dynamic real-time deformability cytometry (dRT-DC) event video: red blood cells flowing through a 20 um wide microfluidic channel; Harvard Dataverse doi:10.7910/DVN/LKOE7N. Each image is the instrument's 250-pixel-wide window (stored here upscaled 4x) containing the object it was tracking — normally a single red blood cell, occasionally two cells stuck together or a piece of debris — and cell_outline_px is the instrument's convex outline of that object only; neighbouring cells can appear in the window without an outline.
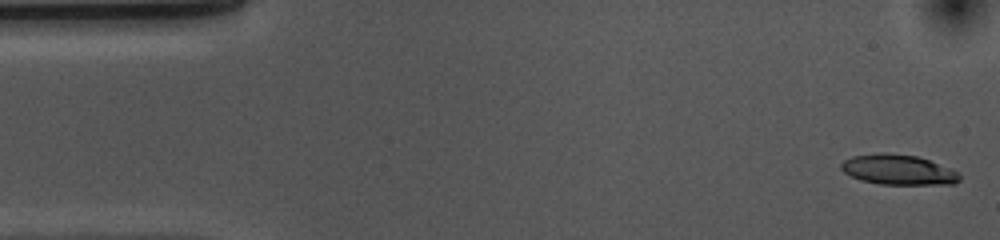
{"species": "common noctule bat (a hibernating species)", "species_latin": "Nyctalus noctula", "temperature_condition": "cold", "stored_images_in_passage": 53, "camera_frame_rate_fps": 3000, "um_per_image_px": 0.085, "animal": {"sex": "female", "body_mass_g": 10.0, "forearm_length_mm": 53.1}, "frame": {"image": 1, "passage_image": 1, "time_ms": 0.0, "image_size_px": [1000, 240], "cell_outline_px": [[960, 180], [956, 184], [880, 184], [860, 180], [844, 172], [840, 168], [840, 164], [844, 160], [852, 156], [884, 152], [916, 156], [928, 160], [948, 168], [956, 172], [960, 176]], "centroid_in_image_um": [76.31, 14.43], "position_along_channel_um": 8.7, "area_um2": 20.58}}
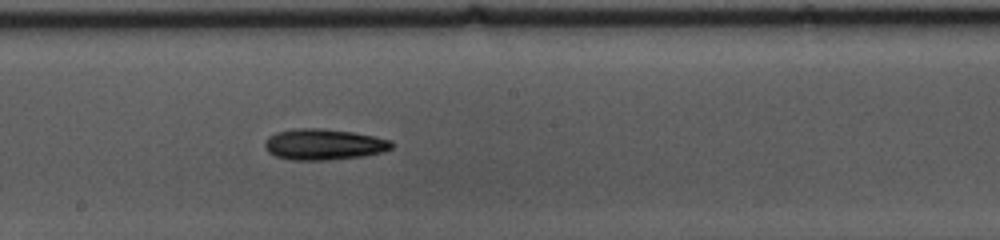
{"frame": {"image": 2, "passage_image": 27, "time_ms": 8.667, "image_size_px": [1000, 240], "cell_outline_px": [[392, 148], [384, 152], [364, 156], [328, 160], [292, 160], [276, 156], [268, 152], [264, 148], [264, 140], [268, 136], [276, 132], [292, 128], [324, 128], [352, 132], [392, 140]], "centroid_in_image_um": [27.49, 12.27], "position_along_channel_um": 220.7, "area_um2": 23.18}}
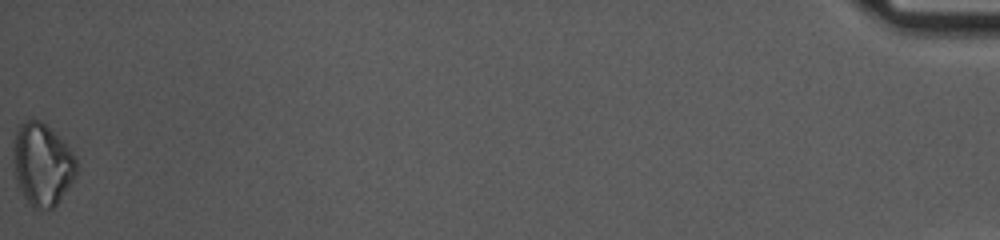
{"frame": {"image": 3, "passage_image": 53, "time_ms": 17.333, "image_size_px": [1000, 240], "cell_outline_px": [[76, 176], [60, 200], [48, 212], [32, 208], [24, 196], [16, 180], [16, 132], [20, 124], [24, 120], [40, 120], [76, 156]], "centroid_in_image_um": [3.63, 14.05], "position_along_channel_um": 431.6, "area_um2": 29.42}, "authors_computed_cell_mechanics": {"area_um2": 21.5594, "velocity_mm_per_s": 3.6691, "shape_relaxation_time_tau1_ms": 7.1912, "shape_relaxation_time_tau2_ms": null, "deformation_change_tau1": 0.1249, "deformation_change_tau2": null}}